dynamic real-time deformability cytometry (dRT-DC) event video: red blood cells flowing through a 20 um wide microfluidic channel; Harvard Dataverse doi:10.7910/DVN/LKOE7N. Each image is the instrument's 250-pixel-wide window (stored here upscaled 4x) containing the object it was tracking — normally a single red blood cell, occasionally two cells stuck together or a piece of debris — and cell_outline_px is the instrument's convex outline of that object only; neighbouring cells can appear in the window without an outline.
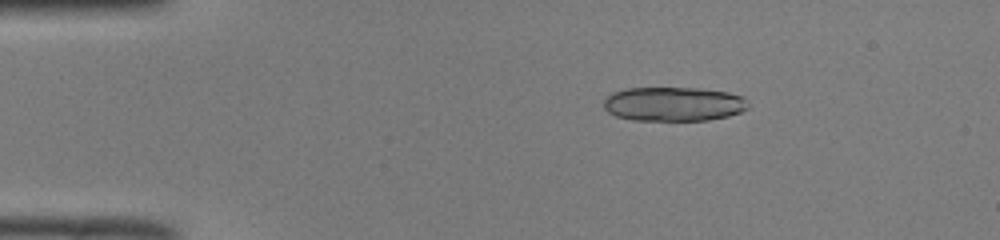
{"species": "common noctule bat (a hibernating species)", "species_latin": "Nyctalus noctula", "temperature_condition": "room temperature", "stored_images_in_passage": 42, "segment_of_instrument_passage": [1, 2], "camera_frame_rate_fps": 3000, "um_per_image_px": 0.085, "animal": {"sex": "male", "body_mass_g": 19.0, "forearm_length_mm": 50.8}, "frame": {"image": 1, "passage_image": 1, "time_ms": 0.0, "image_size_px": [1000, 240], "cell_outline_px": [[748, 108], [740, 112], [728, 116], [708, 120], [632, 120], [616, 116], [608, 112], [604, 108], [604, 100], [612, 92], [628, 88], [700, 88], [728, 92], [744, 96], [748, 104]], "centroid_in_image_um": [57.26, 8.84], "position_along_channel_um": 27.7, "area_um2": 28.9}}